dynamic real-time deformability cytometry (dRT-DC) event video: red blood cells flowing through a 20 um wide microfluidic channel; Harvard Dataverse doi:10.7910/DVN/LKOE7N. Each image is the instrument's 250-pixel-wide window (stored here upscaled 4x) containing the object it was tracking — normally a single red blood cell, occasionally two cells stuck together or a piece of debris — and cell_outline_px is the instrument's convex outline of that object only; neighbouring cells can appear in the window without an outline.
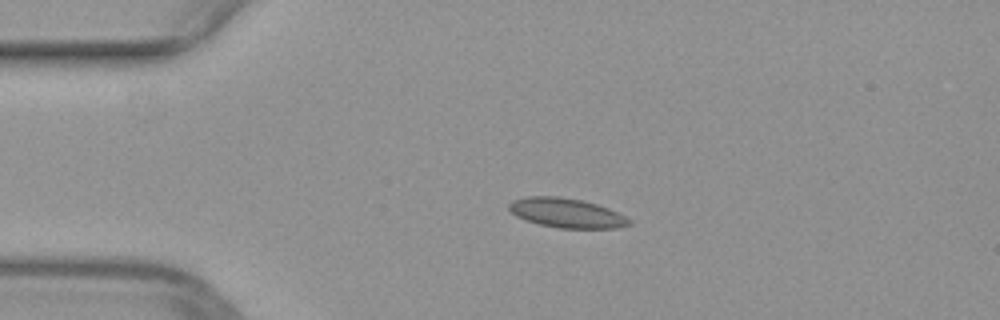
{"species": "common noctule bat (a hibernating species)", "species_latin": "Nyctalus noctula", "temperature_condition": "warm", "stored_images_in_passage": 29, "camera_frame_rate_fps": 3000, "um_per_image_px": 0.085, "animal": {"sex": "female", "body_mass_g": 29.2, "forearm_length_mm": 56.3}, "frame": {"image": 1, "passage_image": 1, "time_ms": 0.0, "image_size_px": [1000, 320], "cell_outline_px": [[632, 224], [616, 228], [560, 228], [540, 224], [524, 220], [516, 216], [508, 208], [508, 204], [512, 200], [524, 196], [556, 196], [580, 200], [596, 204], [608, 208], [632, 220]], "centroid_in_image_um": [48.12, 18.1], "position_along_channel_um": 36.9, "area_um2": 20.58}}
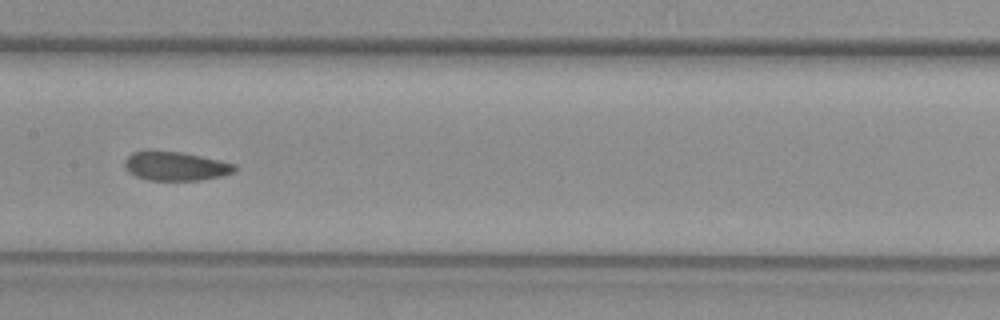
{"frame": {"image": 2, "passage_image": 15, "time_ms": 4.667, "image_size_px": [1000, 320], "cell_outline_px": [[236, 168], [232, 172], [220, 176], [200, 180], [148, 180], [136, 176], [128, 172], [124, 164], [124, 160], [132, 152], [180, 152], [200, 156], [236, 164]], "centroid_in_image_um": [14.91, 14.14], "position_along_channel_um": 192.5, "area_um2": 18.09}}
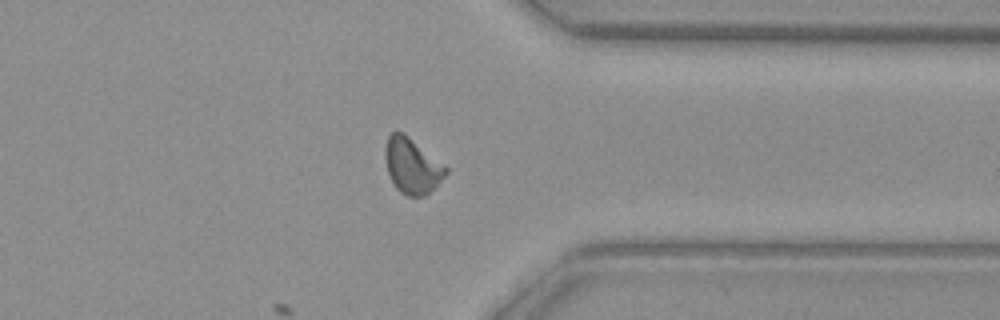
{"frame": {"image": 3, "passage_image": 29, "time_ms": 9.333, "image_size_px": [1000, 320], "cell_outline_px": [[448, 172], [424, 196], [408, 196], [400, 192], [396, 188], [388, 172], [384, 156], [384, 148], [388, 136], [392, 132], [404, 132], [448, 168]], "centroid_in_image_um": [34.99, 14.07], "position_along_channel_um": 376.4, "area_um2": 19.31}}